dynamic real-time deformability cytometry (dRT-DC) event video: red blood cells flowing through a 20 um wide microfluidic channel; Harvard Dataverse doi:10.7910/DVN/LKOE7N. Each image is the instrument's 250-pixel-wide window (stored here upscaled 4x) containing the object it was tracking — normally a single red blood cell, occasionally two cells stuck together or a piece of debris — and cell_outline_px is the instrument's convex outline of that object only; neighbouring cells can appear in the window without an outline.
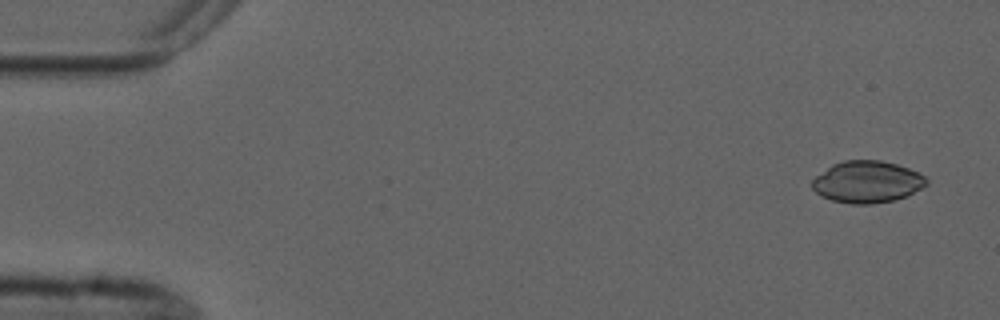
{"species": "common noctule bat (a hibernating species)", "species_latin": "Nyctalus noctula", "temperature_condition": "cold", "stored_images_in_passage": 6, "camera_frame_rate_fps": 3000, "um_per_image_px": 0.085, "animal": {"sex": "male", "forearm_length_mm": 52.5}, "frame": {"image": 1, "passage_image": 1, "time_ms": 0.0, "image_size_px": [1000, 320], "cell_outline_px": [[928, 184], [908, 196], [892, 200], [872, 204], [852, 204], [832, 200], [820, 196], [812, 188], [812, 180], [816, 176], [832, 164], [844, 160], [880, 160], [896, 164], [908, 168], [924, 176], [928, 180]], "centroid_in_image_um": [73.7, 15.46], "position_along_channel_um": 11.3, "area_um2": 27.86}}
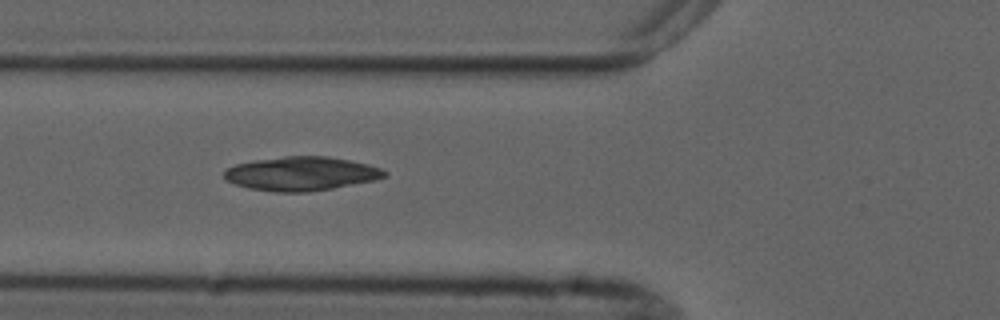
{"frame": {"image": 2, "passage_image": 6, "time_ms": 5.667, "image_size_px": [1000, 320], "cell_outline_px": [[388, 176], [376, 180], [332, 188], [308, 192], [276, 192], [248, 188], [224, 180], [224, 172], [228, 168], [236, 164], [252, 160], [284, 156], [328, 156], [368, 164], [380, 168], [388, 172]], "centroid_in_image_um": [25.61, 14.76], "position_along_channel_um": 100.2, "area_um2": 31.79}}